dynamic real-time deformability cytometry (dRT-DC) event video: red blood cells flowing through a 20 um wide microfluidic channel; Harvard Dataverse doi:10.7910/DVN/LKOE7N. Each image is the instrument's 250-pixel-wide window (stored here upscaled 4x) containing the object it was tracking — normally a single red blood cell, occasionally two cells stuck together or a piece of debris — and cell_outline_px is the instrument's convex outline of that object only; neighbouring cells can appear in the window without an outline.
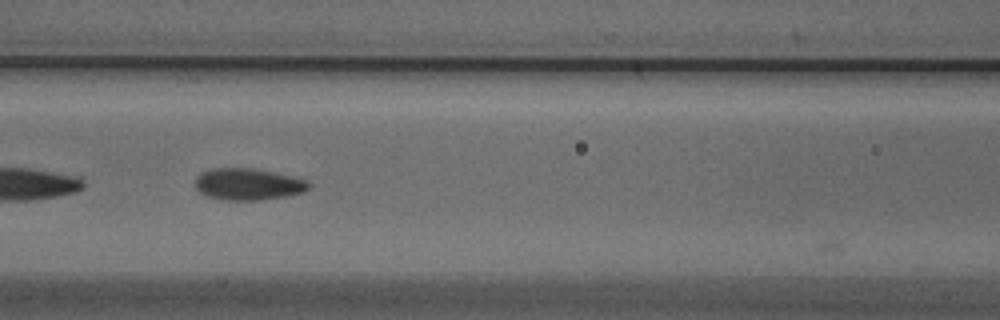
{"species": "Egyptian fruit bat (a non-hibernating species)", "species_latin": "Rousettus aegyptiacus", "temperature_condition": "cold", "stored_images_in_passage": 5, "camera_frame_rate_fps": 3000, "um_per_image_px": 0.085, "animal": {"sex": "male"}, "frame": {"image": 1, "passage_image": 4, "time_ms": 1.0, "image_size_px": [1000, 320], "cell_outline_px": [[312, 188], [304, 192], [288, 196], [264, 200], [220, 200], [204, 196], [196, 188], [196, 176], [200, 172], [212, 168], [252, 168], [292, 176], [308, 180], [312, 184]], "centroid_in_image_um": [21.11, 15.67], "position_along_channel_um": 145.5, "area_um2": 21.44}}